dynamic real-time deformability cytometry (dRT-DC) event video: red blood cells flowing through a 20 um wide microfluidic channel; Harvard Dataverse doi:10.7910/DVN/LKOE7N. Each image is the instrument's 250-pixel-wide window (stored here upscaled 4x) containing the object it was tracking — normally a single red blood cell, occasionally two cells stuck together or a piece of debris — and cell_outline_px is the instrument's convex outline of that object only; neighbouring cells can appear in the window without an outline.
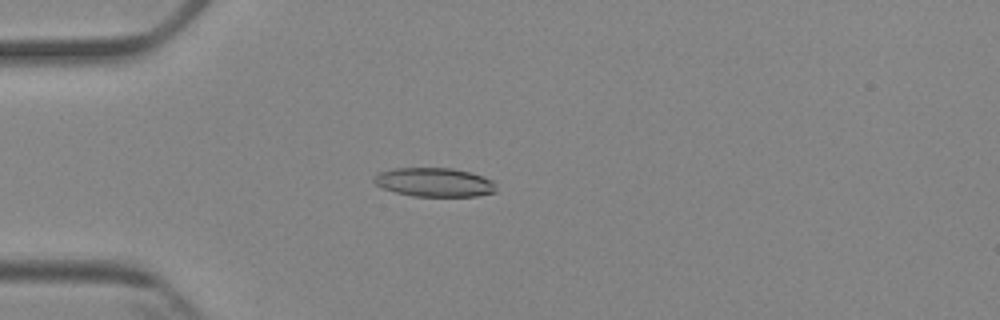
{"species": "Egyptian fruit bat (a non-hibernating species)", "species_latin": "Rousettus aegyptiacus", "temperature_condition": "cold", "stored_images_in_passage": 5, "camera_frame_rate_fps": 3000, "um_per_image_px": 0.085, "animal": {"sex": "female"}, "frame": {"image": 1, "passage_image": 5, "time_ms": 4.667, "image_size_px": [1000, 320], "cell_outline_px": [[496, 192], [476, 196], [412, 196], [380, 188], [372, 180], [372, 176], [380, 172], [396, 168], [452, 168], [468, 172], [492, 180], [496, 184]], "centroid_in_image_um": [36.88, 15.5], "position_along_channel_um": 48.1, "area_um2": 20.58}}